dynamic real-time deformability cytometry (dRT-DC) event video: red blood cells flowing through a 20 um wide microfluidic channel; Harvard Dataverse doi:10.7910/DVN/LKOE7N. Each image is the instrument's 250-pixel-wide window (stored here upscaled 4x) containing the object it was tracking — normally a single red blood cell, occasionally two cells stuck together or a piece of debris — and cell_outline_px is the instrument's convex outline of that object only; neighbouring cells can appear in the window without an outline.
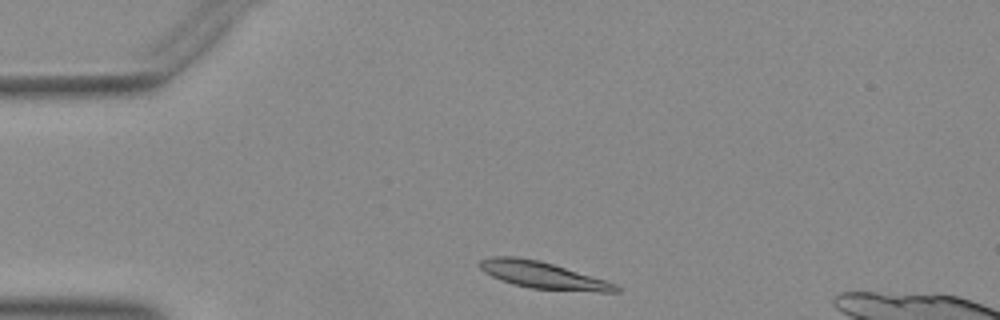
{"species": "Egyptian fruit bat (a non-hibernating species)", "species_latin": "Rousettus aegyptiacus", "temperature_condition": "warm", "stored_images_in_passage": 33, "camera_frame_rate_fps": 3000, "um_per_image_px": 0.085, "animal": {"sex": "female"}, "frame": {"image": 1, "passage_image": 2, "time_ms": 0.333, "image_size_px": [1000, 320], "cell_outline_px": [[620, 292], [600, 292], [532, 288], [516, 284], [492, 276], [484, 272], [480, 268], [480, 260], [496, 256], [516, 256], [536, 260], [552, 264], [604, 280], [616, 284], [620, 288]], "centroid_in_image_um": [46.16, 23.39], "position_along_channel_um": 38.8, "area_um2": 20.63}}
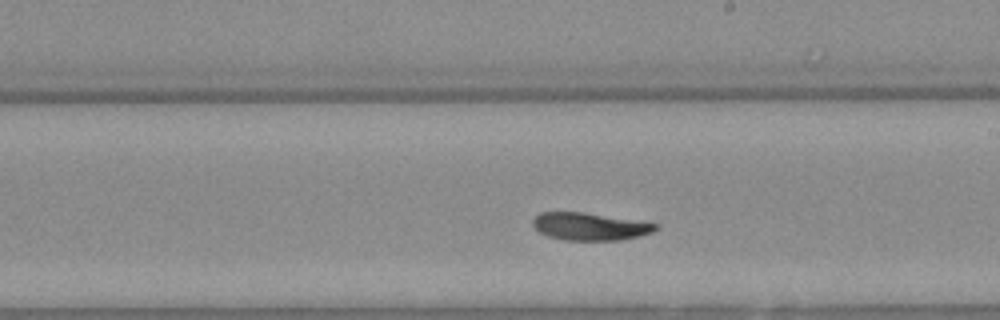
{"frame": {"image": 2, "passage_image": 20, "time_ms": 6.333, "image_size_px": [1000, 320], "cell_outline_px": [[660, 228], [652, 232], [640, 236], [620, 240], [564, 240], [548, 236], [540, 232], [532, 224], [532, 220], [540, 212], [584, 212], [660, 224]], "centroid_in_image_um": [50.16, 19.25], "position_along_channel_um": 238.8, "area_um2": 19.71}}
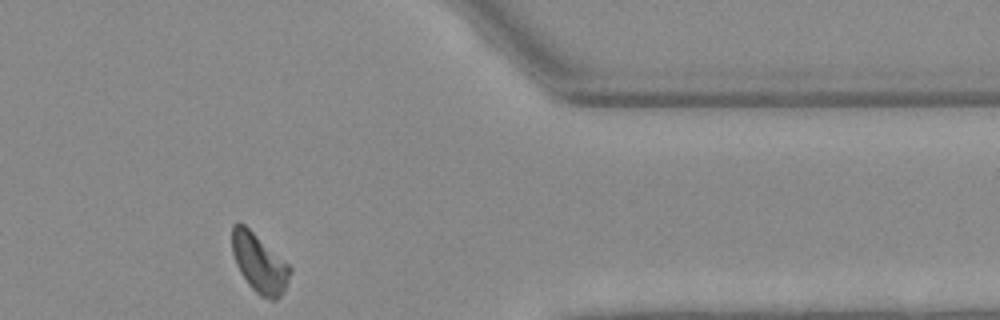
{"frame": {"image": 3, "passage_image": 33, "time_ms": 10.667, "image_size_px": [1000, 320], "cell_outline_px": [[292, 268], [284, 292], [276, 300], [268, 300], [260, 296], [248, 284], [240, 272], [236, 264], [232, 252], [232, 224], [236, 220], [244, 224], [288, 264]], "centroid_in_image_um": [22.02, 22.38], "position_along_channel_um": 389.4, "area_um2": 19.77}}